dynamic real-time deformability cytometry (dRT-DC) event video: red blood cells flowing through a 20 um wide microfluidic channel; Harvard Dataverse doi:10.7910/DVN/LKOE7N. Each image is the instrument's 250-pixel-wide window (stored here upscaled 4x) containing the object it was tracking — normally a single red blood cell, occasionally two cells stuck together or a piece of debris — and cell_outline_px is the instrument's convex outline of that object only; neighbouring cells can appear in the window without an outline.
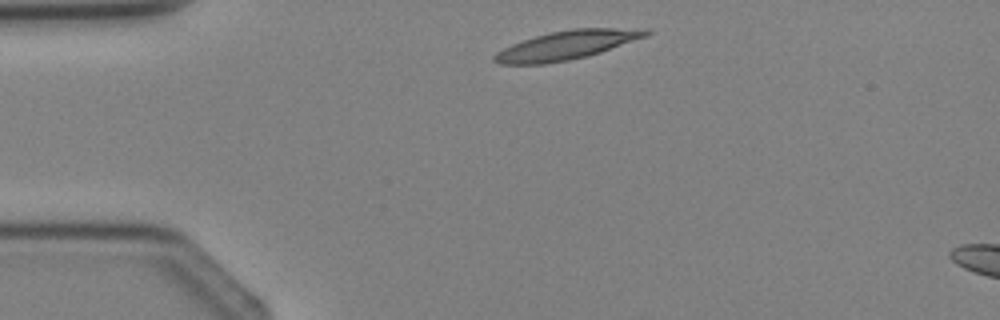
{"species": "Egyptian fruit bat (a non-hibernating species)", "species_latin": "Rousettus aegyptiacus", "temperature_condition": "cold", "stored_images_in_passage": 2, "camera_frame_rate_fps": 3000, "um_per_image_px": 0.085, "animal": {"sex": "female"}, "frame": {"image": 1, "passage_image": 1, "time_ms": 0.0, "image_size_px": [1000, 320], "cell_outline_px": [[652, 32], [648, 36], [588, 56], [568, 60], [544, 64], [500, 64], [492, 60], [492, 56], [496, 52], [512, 44], [548, 32], [572, 28], [648, 28]], "centroid_in_image_um": [48.2, 3.83], "position_along_channel_um": 36.8, "area_um2": 25.55}}